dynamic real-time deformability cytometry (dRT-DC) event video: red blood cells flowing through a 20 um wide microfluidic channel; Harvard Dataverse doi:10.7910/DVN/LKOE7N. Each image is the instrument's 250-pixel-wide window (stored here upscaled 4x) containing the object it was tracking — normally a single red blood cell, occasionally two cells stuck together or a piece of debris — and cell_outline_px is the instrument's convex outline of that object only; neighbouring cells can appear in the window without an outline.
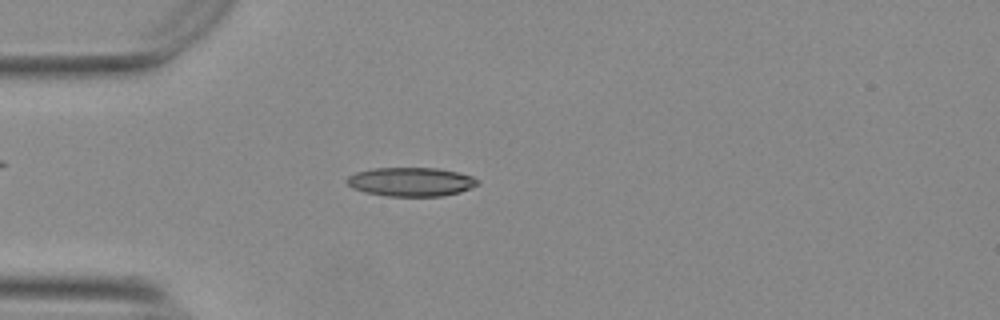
{"species": "Egyptian fruit bat (a non-hibernating species)", "species_latin": "Rousettus aegyptiacus", "temperature_condition": "warm", "stored_images_in_passage": 53, "camera_frame_rate_fps": 3000, "um_per_image_px": 0.085, "animal": {"sex": "female"}, "frame": {"image": 1, "passage_image": 14, "time_ms": 4.333, "image_size_px": [1000, 320], "cell_outline_px": [[480, 184], [460, 192], [444, 196], [388, 196], [364, 192], [352, 188], [344, 180], [348, 176], [356, 172], [372, 168], [440, 168], [472, 176], [480, 180]], "centroid_in_image_um": [34.93, 15.45], "position_along_channel_um": 50.1, "area_um2": 22.2}}
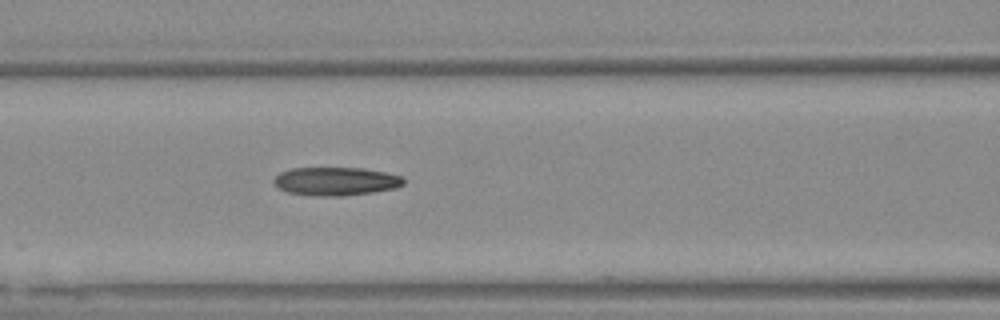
{"frame": {"image": 2, "passage_image": 22, "time_ms": 7.0, "image_size_px": [1000, 320], "cell_outline_px": [[404, 184], [396, 188], [372, 192], [340, 196], [316, 196], [288, 192], [280, 188], [272, 180], [280, 172], [292, 168], [364, 168], [388, 172], [400, 176], [404, 180]], "centroid_in_image_um": [28.56, 15.4], "position_along_channel_um": 138.0, "area_um2": 21.39}}
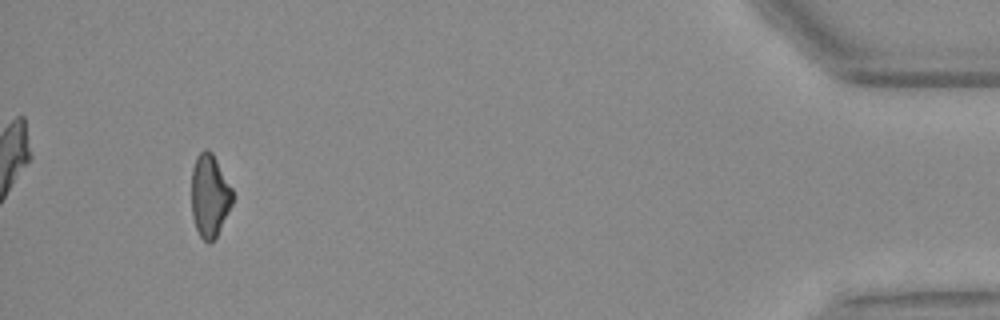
{"frame": {"image": 3, "passage_image": 50, "time_ms": 16.333, "image_size_px": [1000, 320], "cell_outline_px": [[232, 204], [216, 236], [208, 244], [200, 236], [196, 228], [192, 216], [192, 168], [196, 156], [204, 148], [208, 148], [212, 152], [232, 188]], "centroid_in_image_um": [17.8, 16.6], "position_along_channel_um": 417.4, "area_um2": 19.65}, "authors_computed_cell_mechanics": {"area_um2": 21.097, "velocity_mm_per_s": 3.7642, "shape_relaxation_time_tau1_ms": null, "shape_relaxation_time_tau2_ms": 2.0172, "deformation_change_tau1": null, "deformation_change_tau2": 0.1059}}